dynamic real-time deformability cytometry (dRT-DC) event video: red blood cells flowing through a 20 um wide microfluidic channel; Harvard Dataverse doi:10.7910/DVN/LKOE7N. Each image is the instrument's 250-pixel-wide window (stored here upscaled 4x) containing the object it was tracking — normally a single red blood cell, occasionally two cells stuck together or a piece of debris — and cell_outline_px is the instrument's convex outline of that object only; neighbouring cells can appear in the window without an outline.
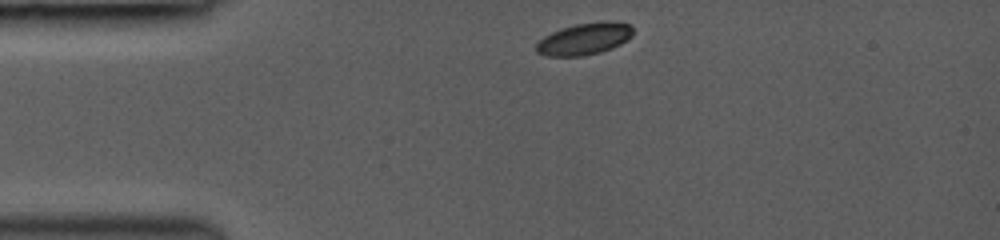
{"species": "common noctule bat (a hibernating species)", "species_latin": "Nyctalus noctula", "temperature_condition": "room temperature", "stored_images_in_passage": 19, "camera_frame_rate_fps": 3000, "um_per_image_px": 0.085, "animal": {"sex": "female", "body_mass_g": 19.0, "forearm_length_mm": 53.3}, "frame": {"image": 1, "passage_image": 1, "time_ms": 0.0, "image_size_px": [1000, 240], "cell_outline_px": [[632, 36], [628, 40], [612, 48], [600, 52], [580, 56], [544, 56], [536, 52], [536, 44], [544, 36], [560, 28], [576, 24], [632, 24]], "centroid_in_image_um": [49.6, 3.36], "position_along_channel_um": 35.4, "area_um2": 17.28}}
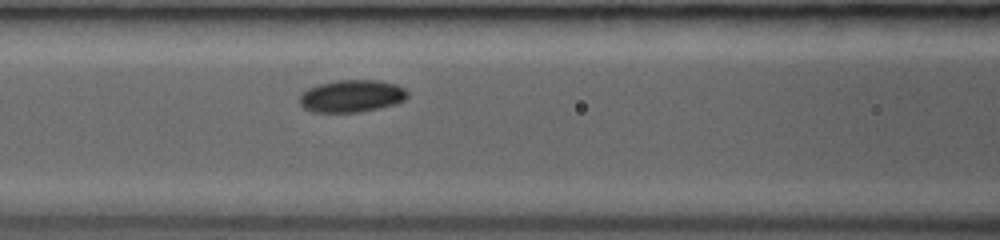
{"frame": {"image": 2, "passage_image": 12, "time_ms": 3.333, "image_size_px": [1000, 240], "cell_outline_px": [[408, 96], [404, 100], [396, 104], [380, 108], [360, 112], [312, 112], [304, 108], [300, 104], [300, 96], [308, 88], [320, 84], [336, 80], [380, 80], [396, 84], [404, 88], [408, 92]], "centroid_in_image_um": [29.92, 8.16], "position_along_channel_um": 136.7, "area_um2": 20.4}}
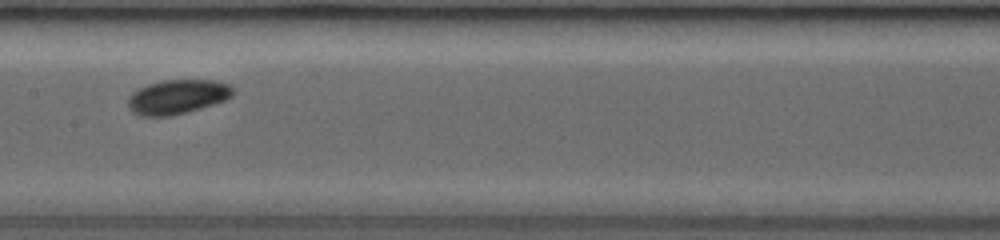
{"frame": {"image": 3, "passage_image": 17, "time_ms": 4.667, "image_size_px": [1000, 240], "cell_outline_px": [[232, 96], [224, 100], [188, 112], [172, 116], [140, 116], [132, 112], [128, 108], [128, 96], [132, 92], [148, 84], [164, 80], [216, 80], [228, 84], [232, 88]], "centroid_in_image_um": [15.03, 8.23], "position_along_channel_um": 192.4, "area_um2": 20.98}}